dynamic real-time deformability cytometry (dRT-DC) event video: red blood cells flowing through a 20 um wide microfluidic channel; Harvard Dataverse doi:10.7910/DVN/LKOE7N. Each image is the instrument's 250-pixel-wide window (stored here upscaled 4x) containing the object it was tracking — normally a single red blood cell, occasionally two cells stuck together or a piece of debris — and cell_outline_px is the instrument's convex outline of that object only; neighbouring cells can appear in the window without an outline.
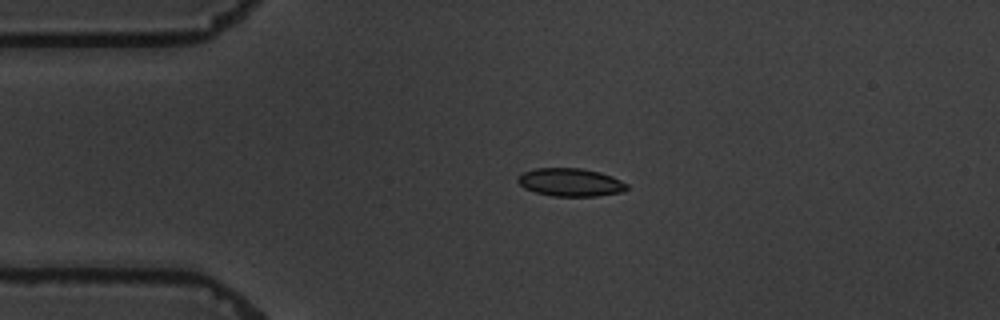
{"species": "common noctule bat (a hibernating species)", "species_latin": "Nyctalus noctula", "temperature_condition": "warm", "stored_images_in_passage": 5, "camera_frame_rate_fps": 3000, "um_per_image_px": 0.085, "animal": {"sex": "male", "body_mass_g": 19.5, "forearm_length_mm": 54.6}, "frame": {"image": 1, "passage_image": 4, "time_ms": 3.333, "image_size_px": [1000, 320], "cell_outline_px": [[628, 188], [624, 192], [596, 196], [552, 196], [536, 192], [524, 188], [516, 180], [524, 172], [536, 168], [580, 168], [600, 172], [612, 176], [628, 184]], "centroid_in_image_um": [48.52, 15.5], "position_along_channel_um": 36.5, "area_um2": 17.8}}